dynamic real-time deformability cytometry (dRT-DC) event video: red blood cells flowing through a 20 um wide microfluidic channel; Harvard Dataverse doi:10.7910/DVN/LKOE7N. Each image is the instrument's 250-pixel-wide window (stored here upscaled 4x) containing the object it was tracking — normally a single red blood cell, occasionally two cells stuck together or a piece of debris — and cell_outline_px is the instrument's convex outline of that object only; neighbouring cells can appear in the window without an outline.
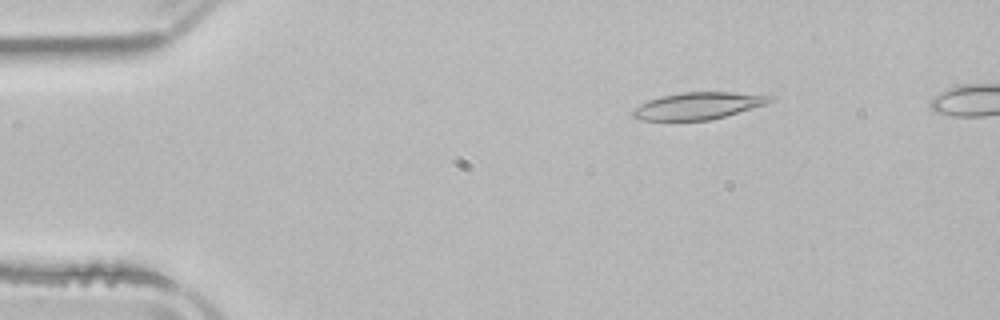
{"species": "common noctule bat (a hibernating species)", "species_latin": "Nyctalus noctula", "temperature_condition": "room temperature", "stored_images_in_passage": 3, "camera_frame_rate_fps": 3000, "um_per_image_px": 0.085, "animal": {"sex": "male", "body_mass_g": 21.5, "forearm_length_mm": 52.0}, "frame": {"image": 1, "passage_image": 2, "time_ms": 1.333, "image_size_px": [1000, 320], "cell_outline_px": [[776, 100], [764, 104], [724, 116], [708, 120], [636, 120], [632, 116], [632, 108], [648, 100], [660, 96], [684, 92], [732, 92], [776, 96]], "centroid_in_image_um": [59.3, 8.98], "position_along_channel_um": 25.7, "area_um2": 21.5}}